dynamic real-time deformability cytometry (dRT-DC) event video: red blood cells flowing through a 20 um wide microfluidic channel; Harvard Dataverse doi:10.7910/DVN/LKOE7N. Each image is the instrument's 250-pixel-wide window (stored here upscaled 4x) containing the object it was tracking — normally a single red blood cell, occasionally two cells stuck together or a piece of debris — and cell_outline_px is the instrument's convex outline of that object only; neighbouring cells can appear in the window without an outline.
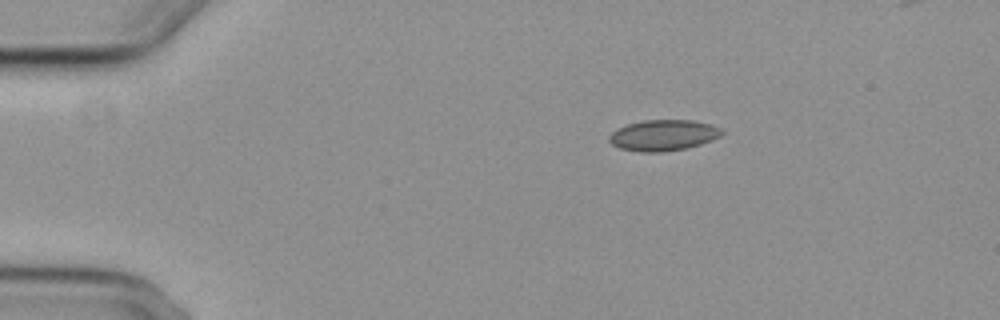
{"species": "common noctule bat (a hibernating species)", "species_latin": "Nyctalus noctula", "temperature_condition": "cold", "stored_images_in_passage": 4, "camera_frame_rate_fps": 3000, "um_per_image_px": 0.085, "animal": {"sex": "female", "body_mass_g": 29.2, "forearm_length_mm": 56.3}, "frame": {"image": 1, "passage_image": 1, "time_ms": 0.0, "image_size_px": [1000, 320], "cell_outline_px": [[724, 132], [720, 136], [712, 140], [688, 148], [664, 152], [640, 152], [620, 148], [612, 144], [608, 140], [608, 136], [616, 128], [628, 124], [644, 120], [692, 120], [712, 124], [720, 128]], "centroid_in_image_um": [56.38, 11.5], "position_along_channel_um": 28.6, "area_um2": 20.46}}
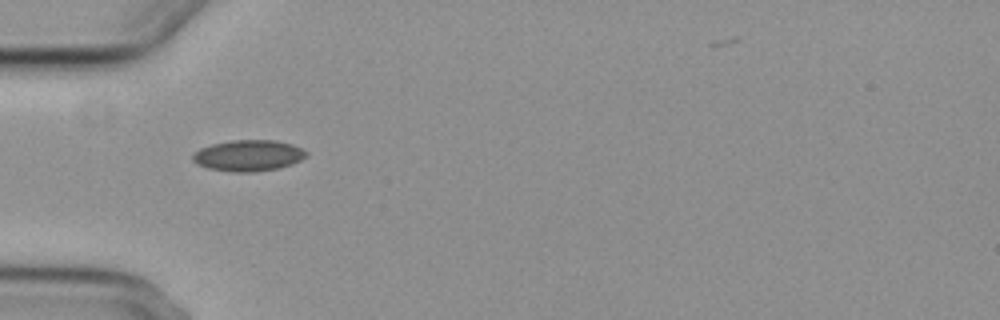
{"frame": {"image": 2, "passage_image": 3, "time_ms": 2.667, "image_size_px": [1000, 320], "cell_outline_px": [[308, 152], [300, 160], [292, 164], [276, 168], [256, 172], [232, 172], [208, 168], [196, 164], [192, 160], [192, 152], [200, 148], [212, 144], [232, 140], [276, 140], [292, 144], [304, 148]], "centroid_in_image_um": [21.09, 13.21], "position_along_channel_um": 63.9, "area_um2": 20.75}}
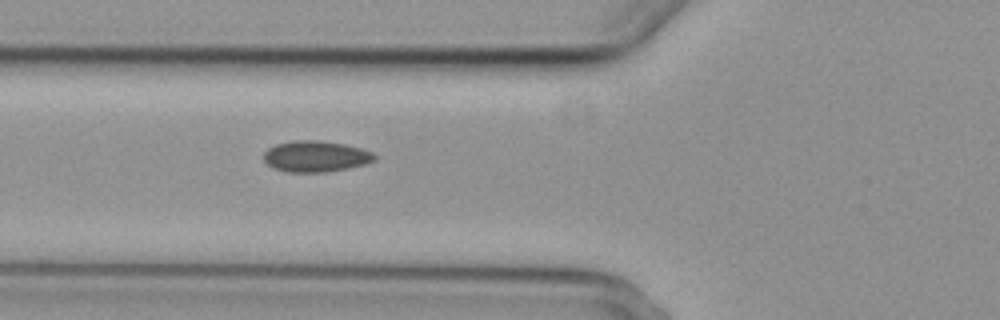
{"frame": {"image": 3, "passage_image": 4, "time_ms": 3.667, "image_size_px": [1000, 320], "cell_outline_px": [[376, 160], [364, 164], [348, 168], [328, 172], [288, 172], [272, 168], [264, 160], [264, 152], [268, 148], [276, 144], [292, 140], [316, 140], [344, 144], [360, 148], [372, 152], [376, 156]], "centroid_in_image_um": [26.82, 13.29], "position_along_channel_um": 99.0, "area_um2": 20.11}}